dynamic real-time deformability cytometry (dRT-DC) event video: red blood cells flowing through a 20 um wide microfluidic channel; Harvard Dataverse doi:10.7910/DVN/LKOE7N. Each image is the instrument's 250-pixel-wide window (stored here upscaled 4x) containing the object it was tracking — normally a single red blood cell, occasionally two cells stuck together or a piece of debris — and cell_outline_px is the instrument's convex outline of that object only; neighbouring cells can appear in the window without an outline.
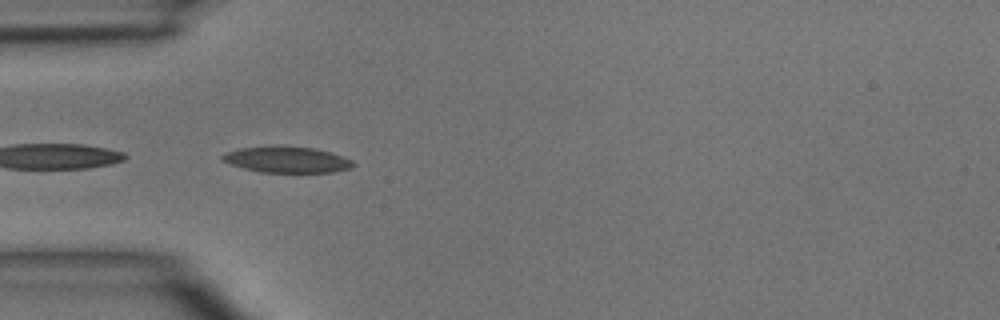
{"species": "common noctule bat (a hibernating species)", "species_latin": "Nyctalus noctula", "temperature_condition": "room temperature", "stored_images_in_passage": 7, "camera_frame_rate_fps": 3000, "um_per_image_px": 0.085, "animal": {"sex": "male", "body_mass_g": 15.6}, "frame": {"image": 1, "passage_image": 4, "time_ms": 3.667, "image_size_px": [1000, 320], "cell_outline_px": [[356, 164], [352, 168], [332, 172], [260, 172], [244, 168], [220, 160], [220, 156], [228, 152], [240, 148], [276, 144], [312, 148], [328, 152], [352, 160]], "centroid_in_image_um": [24.36, 13.55], "position_along_channel_um": 60.6, "area_um2": 20.0}}
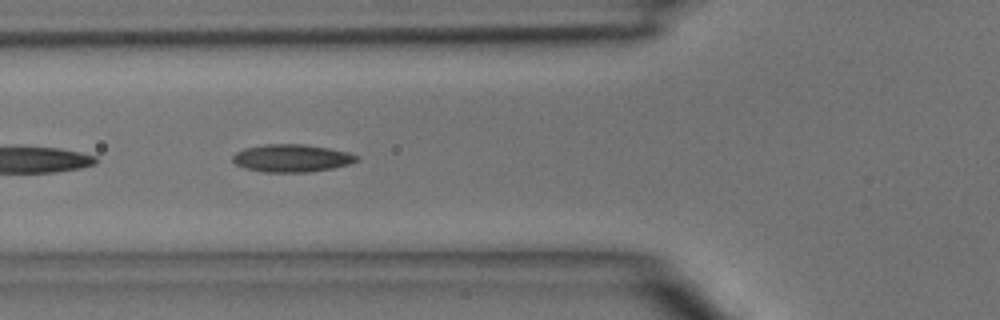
{"frame": {"image": 2, "passage_image": 5, "time_ms": 4.667, "image_size_px": [1000, 320], "cell_outline_px": [[360, 160], [348, 164], [332, 168], [308, 172], [264, 172], [244, 168], [236, 164], [232, 160], [232, 156], [236, 152], [244, 148], [264, 144], [304, 144], [328, 148], [348, 152], [360, 156]], "centroid_in_image_um": [24.79, 13.44], "position_along_channel_um": 101.0, "area_um2": 20.06}}